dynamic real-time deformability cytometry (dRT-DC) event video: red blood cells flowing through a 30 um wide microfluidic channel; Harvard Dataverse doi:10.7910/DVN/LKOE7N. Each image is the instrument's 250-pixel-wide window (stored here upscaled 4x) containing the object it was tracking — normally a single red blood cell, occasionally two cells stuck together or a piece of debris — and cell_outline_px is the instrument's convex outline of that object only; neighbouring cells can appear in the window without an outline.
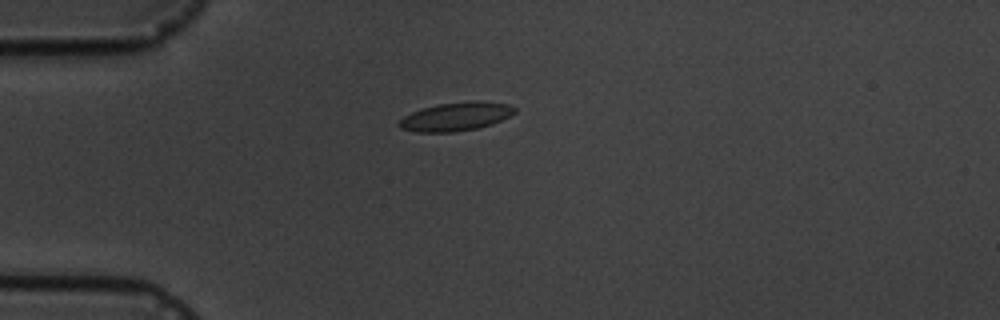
{"species": "common noctule bat (a hibernating species)", "species_latin": "Nyctalus noctula", "temperature_condition": "cold", "stored_images_in_passage": 7, "camera_frame_rate_fps": 3000, "um_per_image_px": 0.085, "animal": {"sex": "male", "body_mass_g": 19.5, "forearm_length_mm": 54.6}, "frame": {"image": 1, "passage_image": 1, "time_ms": 0.0, "image_size_px": [1000, 320], "cell_outline_px": [[516, 112], [492, 124], [476, 128], [452, 132], [416, 132], [400, 128], [396, 124], [404, 116], [412, 112], [436, 104], [472, 100], [484, 100], [508, 104], [516, 108]], "centroid_in_image_um": [38.75, 9.89], "position_along_channel_um": 46.3, "area_um2": 19.31}}
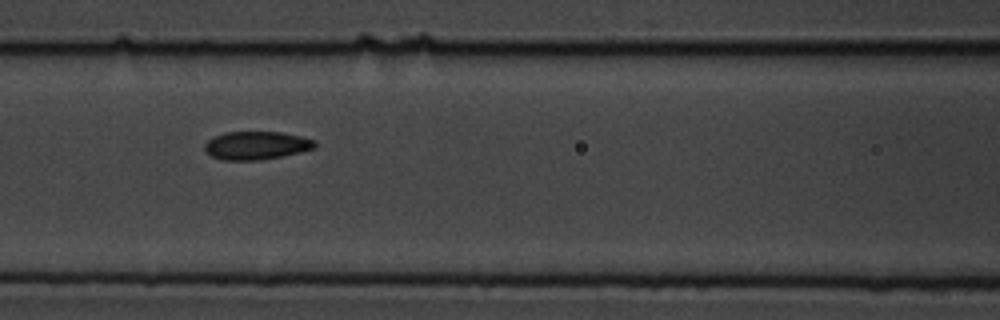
{"frame": {"image": 2, "passage_image": 4, "time_ms": 3.333, "image_size_px": [1000, 320], "cell_outline_px": [[316, 148], [284, 156], [256, 160], [224, 160], [212, 156], [204, 152], [204, 144], [212, 136], [224, 132], [280, 132], [300, 136], [316, 140]], "centroid_in_image_um": [21.77, 12.36], "position_along_channel_um": 144.8, "area_um2": 18.26}}
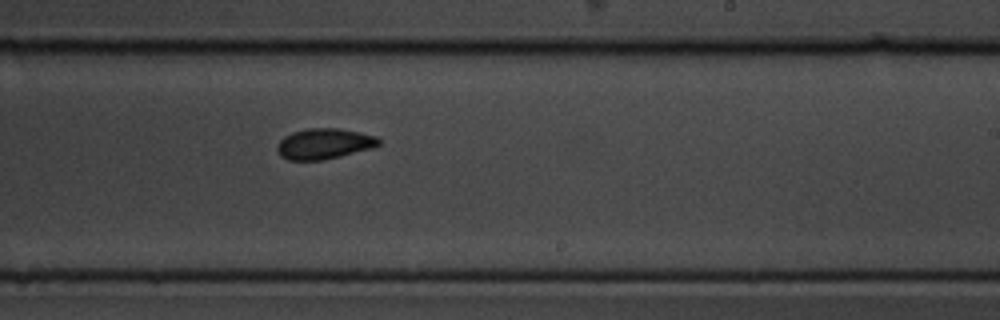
{"frame": {"image": 3, "passage_image": 7, "time_ms": 6.667, "image_size_px": [1000, 320], "cell_outline_px": [[380, 144], [372, 148], [340, 156], [320, 160], [288, 160], [280, 156], [276, 148], [276, 144], [284, 136], [292, 132], [308, 128], [340, 128], [376, 136], [380, 140]], "centroid_in_image_um": [27.52, 12.21], "position_along_channel_um": 261.5, "area_um2": 18.15}}